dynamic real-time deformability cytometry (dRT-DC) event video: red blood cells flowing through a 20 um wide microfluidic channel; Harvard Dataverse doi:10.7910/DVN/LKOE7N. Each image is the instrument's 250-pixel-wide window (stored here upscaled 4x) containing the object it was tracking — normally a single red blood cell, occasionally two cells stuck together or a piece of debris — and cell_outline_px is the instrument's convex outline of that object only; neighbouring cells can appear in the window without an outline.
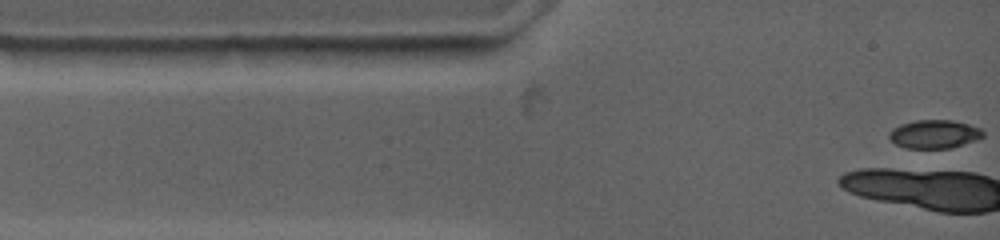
{"species": "common noctule bat (a hibernating species)", "species_latin": "Nyctalus noctula", "temperature_condition": "warm", "stored_images_in_passage": 4, "camera_frame_rate_fps": 4500, "um_per_image_px": 0.085, "animal": {"sex": "female", "body_mass_g": 19.0, "forearm_length_mm": 53.3}, "frame": {"image": 1, "passage_image": 4, "time_ms": 0.889, "image_size_px": [1000, 240], "cell_outline_px": [[984, 136], [976, 140], [952, 148], [904, 148], [896, 144], [888, 136], [888, 132], [892, 128], [900, 124], [916, 120], [952, 120], [968, 124], [980, 128], [984, 132]], "centroid_in_image_um": [79.41, 11.4], "position_along_channel_um": 5.6, "area_um2": 15.66}}